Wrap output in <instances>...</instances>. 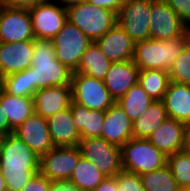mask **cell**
I'll return each instance as SVG.
<instances>
[{
    "instance_id": "1",
    "label": "cell",
    "mask_w": 190,
    "mask_h": 191,
    "mask_svg": "<svg viewBox=\"0 0 190 191\" xmlns=\"http://www.w3.org/2000/svg\"><path fill=\"white\" fill-rule=\"evenodd\" d=\"M0 170L6 188L21 191L40 170V157L15 134L2 136L0 142Z\"/></svg>"
},
{
    "instance_id": "2",
    "label": "cell",
    "mask_w": 190,
    "mask_h": 191,
    "mask_svg": "<svg viewBox=\"0 0 190 191\" xmlns=\"http://www.w3.org/2000/svg\"><path fill=\"white\" fill-rule=\"evenodd\" d=\"M72 73L57 60L52 40H33V59L29 74L31 87L35 91L52 86L71 85Z\"/></svg>"
},
{
    "instance_id": "3",
    "label": "cell",
    "mask_w": 190,
    "mask_h": 191,
    "mask_svg": "<svg viewBox=\"0 0 190 191\" xmlns=\"http://www.w3.org/2000/svg\"><path fill=\"white\" fill-rule=\"evenodd\" d=\"M190 42V32L168 40L146 39L135 43L133 62L140 71L161 69L169 71L174 61Z\"/></svg>"
},
{
    "instance_id": "4",
    "label": "cell",
    "mask_w": 190,
    "mask_h": 191,
    "mask_svg": "<svg viewBox=\"0 0 190 191\" xmlns=\"http://www.w3.org/2000/svg\"><path fill=\"white\" fill-rule=\"evenodd\" d=\"M67 20L79 28L92 42L101 38L117 23L116 13L88 1L66 7Z\"/></svg>"
},
{
    "instance_id": "5",
    "label": "cell",
    "mask_w": 190,
    "mask_h": 191,
    "mask_svg": "<svg viewBox=\"0 0 190 191\" xmlns=\"http://www.w3.org/2000/svg\"><path fill=\"white\" fill-rule=\"evenodd\" d=\"M122 169L142 175L162 168L167 156L148 139L131 138L121 147Z\"/></svg>"
},
{
    "instance_id": "6",
    "label": "cell",
    "mask_w": 190,
    "mask_h": 191,
    "mask_svg": "<svg viewBox=\"0 0 190 191\" xmlns=\"http://www.w3.org/2000/svg\"><path fill=\"white\" fill-rule=\"evenodd\" d=\"M55 55L59 62L76 72L81 57L92 41L68 20L52 39Z\"/></svg>"
},
{
    "instance_id": "7",
    "label": "cell",
    "mask_w": 190,
    "mask_h": 191,
    "mask_svg": "<svg viewBox=\"0 0 190 191\" xmlns=\"http://www.w3.org/2000/svg\"><path fill=\"white\" fill-rule=\"evenodd\" d=\"M77 147L81 156L91 161L106 177H115L123 170L121 148L102 137L81 138Z\"/></svg>"
},
{
    "instance_id": "8",
    "label": "cell",
    "mask_w": 190,
    "mask_h": 191,
    "mask_svg": "<svg viewBox=\"0 0 190 191\" xmlns=\"http://www.w3.org/2000/svg\"><path fill=\"white\" fill-rule=\"evenodd\" d=\"M72 101L88 109L106 111L115 103L102 80L72 73L71 77Z\"/></svg>"
},
{
    "instance_id": "9",
    "label": "cell",
    "mask_w": 190,
    "mask_h": 191,
    "mask_svg": "<svg viewBox=\"0 0 190 191\" xmlns=\"http://www.w3.org/2000/svg\"><path fill=\"white\" fill-rule=\"evenodd\" d=\"M151 0H127L119 9L117 24L134 43L150 39Z\"/></svg>"
},
{
    "instance_id": "10",
    "label": "cell",
    "mask_w": 190,
    "mask_h": 191,
    "mask_svg": "<svg viewBox=\"0 0 190 191\" xmlns=\"http://www.w3.org/2000/svg\"><path fill=\"white\" fill-rule=\"evenodd\" d=\"M35 38L52 40L67 22L65 6L42 0L28 9Z\"/></svg>"
},
{
    "instance_id": "11",
    "label": "cell",
    "mask_w": 190,
    "mask_h": 191,
    "mask_svg": "<svg viewBox=\"0 0 190 191\" xmlns=\"http://www.w3.org/2000/svg\"><path fill=\"white\" fill-rule=\"evenodd\" d=\"M80 156L78 147H54L40 157L39 172L52 182L68 181Z\"/></svg>"
},
{
    "instance_id": "12",
    "label": "cell",
    "mask_w": 190,
    "mask_h": 191,
    "mask_svg": "<svg viewBox=\"0 0 190 191\" xmlns=\"http://www.w3.org/2000/svg\"><path fill=\"white\" fill-rule=\"evenodd\" d=\"M150 13V39L168 40L180 37L188 30L177 13L160 0H151Z\"/></svg>"
},
{
    "instance_id": "13",
    "label": "cell",
    "mask_w": 190,
    "mask_h": 191,
    "mask_svg": "<svg viewBox=\"0 0 190 191\" xmlns=\"http://www.w3.org/2000/svg\"><path fill=\"white\" fill-rule=\"evenodd\" d=\"M34 39L28 9L0 6V42L15 43Z\"/></svg>"
},
{
    "instance_id": "14",
    "label": "cell",
    "mask_w": 190,
    "mask_h": 191,
    "mask_svg": "<svg viewBox=\"0 0 190 191\" xmlns=\"http://www.w3.org/2000/svg\"><path fill=\"white\" fill-rule=\"evenodd\" d=\"M12 133L24 141L39 157L55 147L51 141L47 119L35 113Z\"/></svg>"
},
{
    "instance_id": "15",
    "label": "cell",
    "mask_w": 190,
    "mask_h": 191,
    "mask_svg": "<svg viewBox=\"0 0 190 191\" xmlns=\"http://www.w3.org/2000/svg\"><path fill=\"white\" fill-rule=\"evenodd\" d=\"M95 43L111 63L133 60L135 43L117 23Z\"/></svg>"
},
{
    "instance_id": "16",
    "label": "cell",
    "mask_w": 190,
    "mask_h": 191,
    "mask_svg": "<svg viewBox=\"0 0 190 191\" xmlns=\"http://www.w3.org/2000/svg\"><path fill=\"white\" fill-rule=\"evenodd\" d=\"M32 59L33 40H25L15 43L0 42L1 78L29 68Z\"/></svg>"
},
{
    "instance_id": "17",
    "label": "cell",
    "mask_w": 190,
    "mask_h": 191,
    "mask_svg": "<svg viewBox=\"0 0 190 191\" xmlns=\"http://www.w3.org/2000/svg\"><path fill=\"white\" fill-rule=\"evenodd\" d=\"M102 138L119 148L133 138L132 121L116 102L105 111Z\"/></svg>"
},
{
    "instance_id": "18",
    "label": "cell",
    "mask_w": 190,
    "mask_h": 191,
    "mask_svg": "<svg viewBox=\"0 0 190 191\" xmlns=\"http://www.w3.org/2000/svg\"><path fill=\"white\" fill-rule=\"evenodd\" d=\"M34 113L48 118L71 104V85L52 86L37 90L33 96Z\"/></svg>"
},
{
    "instance_id": "19",
    "label": "cell",
    "mask_w": 190,
    "mask_h": 191,
    "mask_svg": "<svg viewBox=\"0 0 190 191\" xmlns=\"http://www.w3.org/2000/svg\"><path fill=\"white\" fill-rule=\"evenodd\" d=\"M139 72L133 60L115 62L110 65L103 82L115 102L138 83Z\"/></svg>"
},
{
    "instance_id": "20",
    "label": "cell",
    "mask_w": 190,
    "mask_h": 191,
    "mask_svg": "<svg viewBox=\"0 0 190 191\" xmlns=\"http://www.w3.org/2000/svg\"><path fill=\"white\" fill-rule=\"evenodd\" d=\"M47 119L51 141L55 147H77L80 133L74 125L70 107L58 111Z\"/></svg>"
},
{
    "instance_id": "21",
    "label": "cell",
    "mask_w": 190,
    "mask_h": 191,
    "mask_svg": "<svg viewBox=\"0 0 190 191\" xmlns=\"http://www.w3.org/2000/svg\"><path fill=\"white\" fill-rule=\"evenodd\" d=\"M184 129L183 122L167 117L147 139L164 155L169 156L182 151Z\"/></svg>"
},
{
    "instance_id": "22",
    "label": "cell",
    "mask_w": 190,
    "mask_h": 191,
    "mask_svg": "<svg viewBox=\"0 0 190 191\" xmlns=\"http://www.w3.org/2000/svg\"><path fill=\"white\" fill-rule=\"evenodd\" d=\"M163 103L169 118L190 123V85L170 81Z\"/></svg>"
},
{
    "instance_id": "23",
    "label": "cell",
    "mask_w": 190,
    "mask_h": 191,
    "mask_svg": "<svg viewBox=\"0 0 190 191\" xmlns=\"http://www.w3.org/2000/svg\"><path fill=\"white\" fill-rule=\"evenodd\" d=\"M69 107L81 138L102 137L105 111L88 109L72 100Z\"/></svg>"
},
{
    "instance_id": "24",
    "label": "cell",
    "mask_w": 190,
    "mask_h": 191,
    "mask_svg": "<svg viewBox=\"0 0 190 191\" xmlns=\"http://www.w3.org/2000/svg\"><path fill=\"white\" fill-rule=\"evenodd\" d=\"M0 104L4 113H6L12 132L34 113L33 98L11 95L1 87Z\"/></svg>"
},
{
    "instance_id": "25",
    "label": "cell",
    "mask_w": 190,
    "mask_h": 191,
    "mask_svg": "<svg viewBox=\"0 0 190 191\" xmlns=\"http://www.w3.org/2000/svg\"><path fill=\"white\" fill-rule=\"evenodd\" d=\"M167 117L163 101L152 102L140 116L132 121L133 138L147 139Z\"/></svg>"
},
{
    "instance_id": "26",
    "label": "cell",
    "mask_w": 190,
    "mask_h": 191,
    "mask_svg": "<svg viewBox=\"0 0 190 191\" xmlns=\"http://www.w3.org/2000/svg\"><path fill=\"white\" fill-rule=\"evenodd\" d=\"M111 64L96 43L92 42L83 53L77 71L73 73H82L103 81Z\"/></svg>"
},
{
    "instance_id": "27",
    "label": "cell",
    "mask_w": 190,
    "mask_h": 191,
    "mask_svg": "<svg viewBox=\"0 0 190 191\" xmlns=\"http://www.w3.org/2000/svg\"><path fill=\"white\" fill-rule=\"evenodd\" d=\"M105 177L91 161L80 156L68 181L72 182L81 191H93Z\"/></svg>"
},
{
    "instance_id": "28",
    "label": "cell",
    "mask_w": 190,
    "mask_h": 191,
    "mask_svg": "<svg viewBox=\"0 0 190 191\" xmlns=\"http://www.w3.org/2000/svg\"><path fill=\"white\" fill-rule=\"evenodd\" d=\"M170 83L169 72L161 69H146L139 72L138 84L154 101L163 100Z\"/></svg>"
},
{
    "instance_id": "29",
    "label": "cell",
    "mask_w": 190,
    "mask_h": 191,
    "mask_svg": "<svg viewBox=\"0 0 190 191\" xmlns=\"http://www.w3.org/2000/svg\"><path fill=\"white\" fill-rule=\"evenodd\" d=\"M152 102L154 100L148 96L138 83L133 85L123 97L116 101L131 121L140 116Z\"/></svg>"
},
{
    "instance_id": "30",
    "label": "cell",
    "mask_w": 190,
    "mask_h": 191,
    "mask_svg": "<svg viewBox=\"0 0 190 191\" xmlns=\"http://www.w3.org/2000/svg\"><path fill=\"white\" fill-rule=\"evenodd\" d=\"M140 177L146 191H180L167 164L156 171L144 173Z\"/></svg>"
},
{
    "instance_id": "31",
    "label": "cell",
    "mask_w": 190,
    "mask_h": 191,
    "mask_svg": "<svg viewBox=\"0 0 190 191\" xmlns=\"http://www.w3.org/2000/svg\"><path fill=\"white\" fill-rule=\"evenodd\" d=\"M1 88L11 95L30 98H33L36 92L31 87L29 68L3 77Z\"/></svg>"
},
{
    "instance_id": "32",
    "label": "cell",
    "mask_w": 190,
    "mask_h": 191,
    "mask_svg": "<svg viewBox=\"0 0 190 191\" xmlns=\"http://www.w3.org/2000/svg\"><path fill=\"white\" fill-rule=\"evenodd\" d=\"M168 167L180 189L190 188V153L179 151L167 156Z\"/></svg>"
},
{
    "instance_id": "33",
    "label": "cell",
    "mask_w": 190,
    "mask_h": 191,
    "mask_svg": "<svg viewBox=\"0 0 190 191\" xmlns=\"http://www.w3.org/2000/svg\"><path fill=\"white\" fill-rule=\"evenodd\" d=\"M168 72L170 81L190 85V42L182 50Z\"/></svg>"
},
{
    "instance_id": "34",
    "label": "cell",
    "mask_w": 190,
    "mask_h": 191,
    "mask_svg": "<svg viewBox=\"0 0 190 191\" xmlns=\"http://www.w3.org/2000/svg\"><path fill=\"white\" fill-rule=\"evenodd\" d=\"M118 191H146L140 175L122 170L116 175Z\"/></svg>"
},
{
    "instance_id": "35",
    "label": "cell",
    "mask_w": 190,
    "mask_h": 191,
    "mask_svg": "<svg viewBox=\"0 0 190 191\" xmlns=\"http://www.w3.org/2000/svg\"><path fill=\"white\" fill-rule=\"evenodd\" d=\"M169 5L180 17V20L190 27V0H160Z\"/></svg>"
},
{
    "instance_id": "36",
    "label": "cell",
    "mask_w": 190,
    "mask_h": 191,
    "mask_svg": "<svg viewBox=\"0 0 190 191\" xmlns=\"http://www.w3.org/2000/svg\"><path fill=\"white\" fill-rule=\"evenodd\" d=\"M52 183V181L39 172L26 183L21 191H49Z\"/></svg>"
},
{
    "instance_id": "37",
    "label": "cell",
    "mask_w": 190,
    "mask_h": 191,
    "mask_svg": "<svg viewBox=\"0 0 190 191\" xmlns=\"http://www.w3.org/2000/svg\"><path fill=\"white\" fill-rule=\"evenodd\" d=\"M89 3L102 7L108 10H111L115 12L116 14L118 13L120 7L127 1V0H86Z\"/></svg>"
},
{
    "instance_id": "38",
    "label": "cell",
    "mask_w": 190,
    "mask_h": 191,
    "mask_svg": "<svg viewBox=\"0 0 190 191\" xmlns=\"http://www.w3.org/2000/svg\"><path fill=\"white\" fill-rule=\"evenodd\" d=\"M42 0H0V6L29 9Z\"/></svg>"
},
{
    "instance_id": "39",
    "label": "cell",
    "mask_w": 190,
    "mask_h": 191,
    "mask_svg": "<svg viewBox=\"0 0 190 191\" xmlns=\"http://www.w3.org/2000/svg\"><path fill=\"white\" fill-rule=\"evenodd\" d=\"M93 191H118L116 176L105 179Z\"/></svg>"
},
{
    "instance_id": "40",
    "label": "cell",
    "mask_w": 190,
    "mask_h": 191,
    "mask_svg": "<svg viewBox=\"0 0 190 191\" xmlns=\"http://www.w3.org/2000/svg\"><path fill=\"white\" fill-rule=\"evenodd\" d=\"M49 191H81L77 186L69 181L53 182Z\"/></svg>"
},
{
    "instance_id": "41",
    "label": "cell",
    "mask_w": 190,
    "mask_h": 191,
    "mask_svg": "<svg viewBox=\"0 0 190 191\" xmlns=\"http://www.w3.org/2000/svg\"><path fill=\"white\" fill-rule=\"evenodd\" d=\"M12 133L8 123L6 113L3 111V107L0 104V135L5 136Z\"/></svg>"
},
{
    "instance_id": "42",
    "label": "cell",
    "mask_w": 190,
    "mask_h": 191,
    "mask_svg": "<svg viewBox=\"0 0 190 191\" xmlns=\"http://www.w3.org/2000/svg\"><path fill=\"white\" fill-rule=\"evenodd\" d=\"M182 150L190 153V123L185 124Z\"/></svg>"
},
{
    "instance_id": "43",
    "label": "cell",
    "mask_w": 190,
    "mask_h": 191,
    "mask_svg": "<svg viewBox=\"0 0 190 191\" xmlns=\"http://www.w3.org/2000/svg\"><path fill=\"white\" fill-rule=\"evenodd\" d=\"M57 1H60V3H62L63 6L67 7L69 5H73V4H76L78 2H82V1H86V0H57Z\"/></svg>"
},
{
    "instance_id": "44",
    "label": "cell",
    "mask_w": 190,
    "mask_h": 191,
    "mask_svg": "<svg viewBox=\"0 0 190 191\" xmlns=\"http://www.w3.org/2000/svg\"><path fill=\"white\" fill-rule=\"evenodd\" d=\"M6 188L5 178L3 177L0 170V191H3Z\"/></svg>"
},
{
    "instance_id": "45",
    "label": "cell",
    "mask_w": 190,
    "mask_h": 191,
    "mask_svg": "<svg viewBox=\"0 0 190 191\" xmlns=\"http://www.w3.org/2000/svg\"><path fill=\"white\" fill-rule=\"evenodd\" d=\"M180 191H190V188L180 189Z\"/></svg>"
},
{
    "instance_id": "46",
    "label": "cell",
    "mask_w": 190,
    "mask_h": 191,
    "mask_svg": "<svg viewBox=\"0 0 190 191\" xmlns=\"http://www.w3.org/2000/svg\"><path fill=\"white\" fill-rule=\"evenodd\" d=\"M3 191H11L9 188H5Z\"/></svg>"
}]
</instances>
